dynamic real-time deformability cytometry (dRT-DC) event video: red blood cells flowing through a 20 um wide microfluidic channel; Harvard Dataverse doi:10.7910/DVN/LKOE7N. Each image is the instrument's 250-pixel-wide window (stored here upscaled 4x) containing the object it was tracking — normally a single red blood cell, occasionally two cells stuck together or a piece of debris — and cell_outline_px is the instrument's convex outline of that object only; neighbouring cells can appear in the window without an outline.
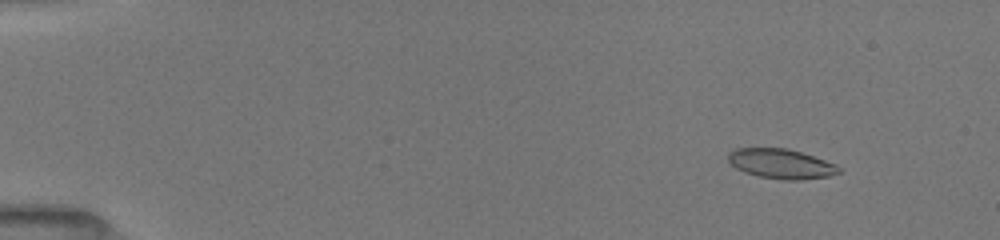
{"species": "common noctule bat (a hibernating species)", "species_latin": "Nyctalus noctula", "temperature_condition": "room temperature", "stored_images_in_passage": 52, "camera_frame_rate_fps": 3000, "um_per_image_px": 0.085, "animal": {"sex": "female", "body_mass_g": 19.5, "forearm_length_mm": 54.1}, "frame": {"image": 1, "passage_image": 6, "time_ms": 1.667, "image_size_px": [1000, 240], "cell_outline_px": [[840, 172], [828, 176], [800, 180], [780, 180], [760, 176], [744, 172], [736, 168], [728, 160], [728, 152], [736, 148], [788, 148], [836, 164], [840, 168]], "centroid_in_image_um": [66.37, 13.92], "position_along_channel_um": 18.6, "area_um2": 19.07}}
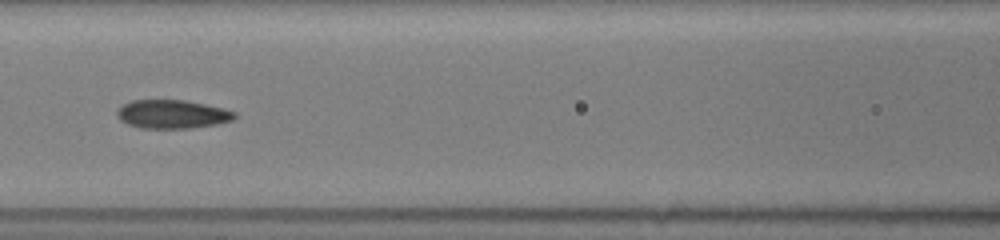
{"frame": {"image": 2, "passage_image": 25, "time_ms": 8.0, "image_size_px": [1000, 240], "cell_outline_px": [[236, 116], [232, 120], [216, 124], [192, 128], [140, 128], [128, 124], [120, 120], [116, 116], [116, 112], [124, 104], [132, 100], [184, 100], [224, 108], [236, 112]], "centroid_in_image_um": [14.64, 9.71], "position_along_channel_um": 152.0, "area_um2": 19.54}}
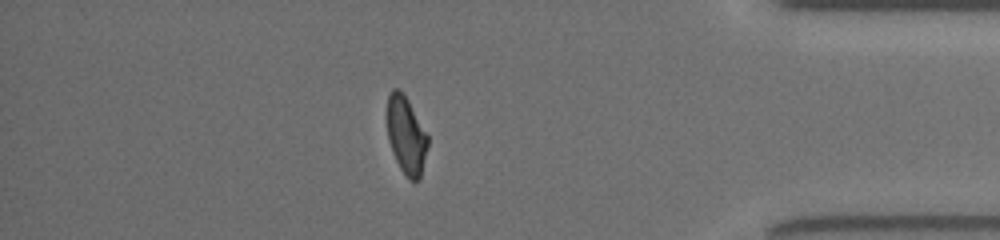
{"frame": {"image": 3, "passage_image": 46, "time_ms": 15.0, "image_size_px": [1000, 240], "cell_outline_px": [[428, 144], [420, 176], [416, 180], [408, 180], [400, 168], [392, 152], [388, 140], [384, 116], [388, 96], [392, 88], [396, 88], [404, 92], [428, 136]], "centroid_in_image_um": [34.46, 11.43], "position_along_channel_um": 400.7, "area_um2": 18.79}, "authors_computed_cell_mechanics": {"area_um2": 19.363, "velocity_mm_per_s": 3.9764, "shape_relaxation_time_tau1_ms": 7.0103, "shape_relaxation_time_tau2_ms": 2.0224, "deformation_change_tau1": 0.2231, "deformation_change_tau2": 0.0664}}